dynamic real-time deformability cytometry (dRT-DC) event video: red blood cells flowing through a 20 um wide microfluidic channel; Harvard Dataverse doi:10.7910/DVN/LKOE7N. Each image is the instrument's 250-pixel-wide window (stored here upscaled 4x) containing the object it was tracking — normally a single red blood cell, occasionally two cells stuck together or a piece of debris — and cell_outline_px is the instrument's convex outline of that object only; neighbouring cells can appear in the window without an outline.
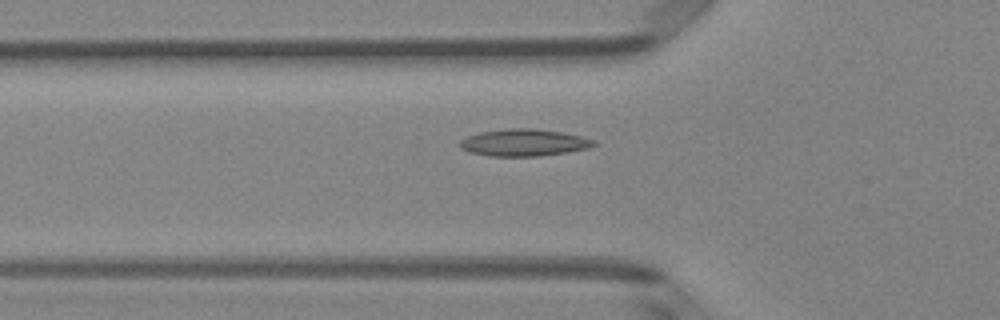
{"species": "Egyptian fruit bat (a non-hibernating species)", "species_latin": "Rousettus aegyptiacus", "temperature_condition": "room temperature", "stored_images_in_passage": 39, "camera_frame_rate_fps": 3000, "um_per_image_px": 0.085, "animal": {"sex": "female"}, "frame": {"image": 1, "passage_image": 9, "time_ms": 2.667, "image_size_px": [1000, 320], "cell_outline_px": [[600, 144], [588, 148], [568, 152], [540, 156], [488, 156], [468, 152], [460, 148], [460, 140], [468, 136], [480, 132], [508, 128], [532, 128], [564, 132], [596, 140]], "centroid_in_image_um": [44.56, 12.12], "position_along_channel_um": 81.2, "area_um2": 21.33}}
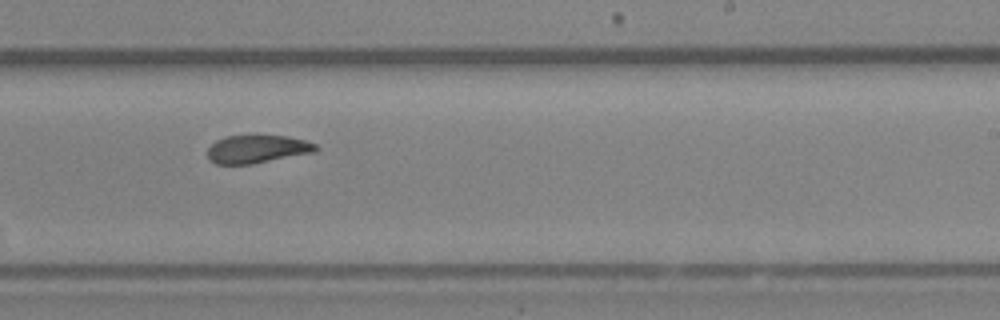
{"frame": {"image": 2, "passage_image": 23, "time_ms": 7.333, "image_size_px": [1000, 320], "cell_outline_px": [[320, 148], [316, 152], [252, 164], [216, 164], [208, 160], [208, 148], [216, 140], [224, 136], [288, 136], [304, 140], [316, 144]], "centroid_in_image_um": [21.87, 12.68], "position_along_channel_um": 267.1, "area_um2": 17.74}}
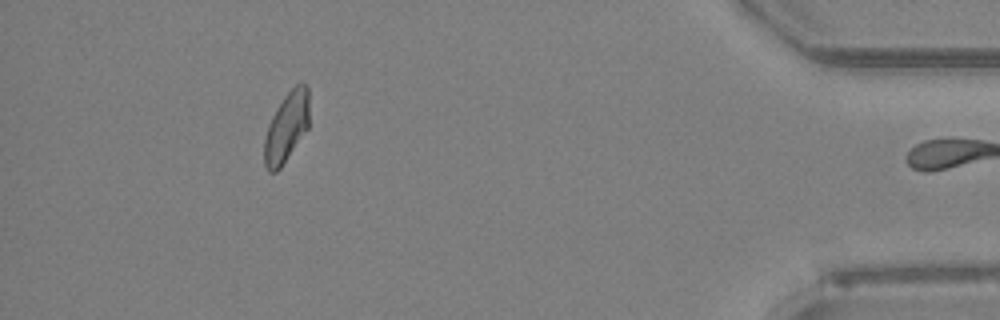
{"frame": {"image": 3, "passage_image": 38, "time_ms": 12.333, "image_size_px": [1000, 320], "cell_outline_px": [[308, 128], [280, 168], [276, 172], [268, 172], [264, 164], [264, 136], [268, 124], [276, 108], [284, 96], [300, 80], [308, 84]], "centroid_in_image_um": [24.34, 10.78], "position_along_channel_um": 410.9, "area_um2": 18.38}, "authors_computed_cell_mechanics": {"area_um2": 18.785, "velocity_mm_per_s": 4.0103, "shape_relaxation_time_tau1_ms": 5.0063, "shape_relaxation_time_tau2_ms": 1.3912, "deformation_change_tau1": 0.1484, "deformation_change_tau2": 0.0667}}